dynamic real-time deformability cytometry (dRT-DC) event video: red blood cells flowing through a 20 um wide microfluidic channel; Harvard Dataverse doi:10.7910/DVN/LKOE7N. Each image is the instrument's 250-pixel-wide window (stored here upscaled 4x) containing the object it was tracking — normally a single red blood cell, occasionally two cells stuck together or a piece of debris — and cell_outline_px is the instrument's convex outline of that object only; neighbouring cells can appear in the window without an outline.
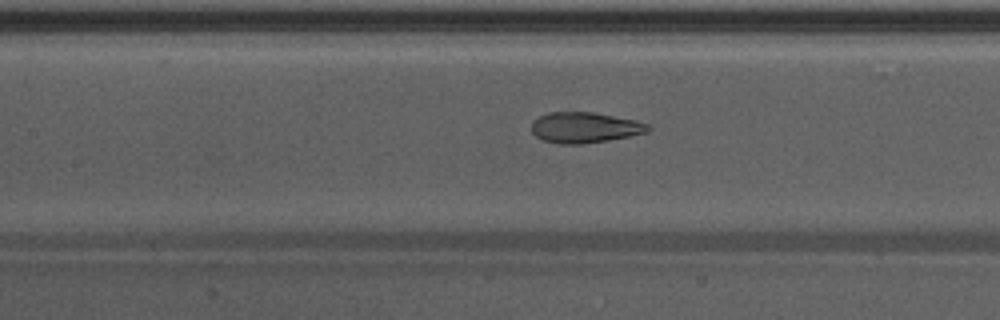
{"species": "Egyptian fruit bat (a non-hibernating species)", "species_latin": "Rousettus aegyptiacus", "temperature_condition": "warm", "stored_images_in_passage": 47, "camera_frame_rate_fps": 3000, "um_per_image_px": 0.085, "animal": {"sex": "male"}, "frame": {"image": 1, "passage_image": 23, "time_ms": 7.333, "image_size_px": [1000, 320], "cell_outline_px": [[652, 128], [648, 132], [608, 140], [584, 144], [560, 144], [544, 140], [536, 136], [532, 132], [532, 124], [540, 116], [548, 112], [592, 112], [636, 120], [648, 124]], "centroid_in_image_um": [49.72, 10.84], "position_along_channel_um": 157.7, "area_um2": 20.69}}
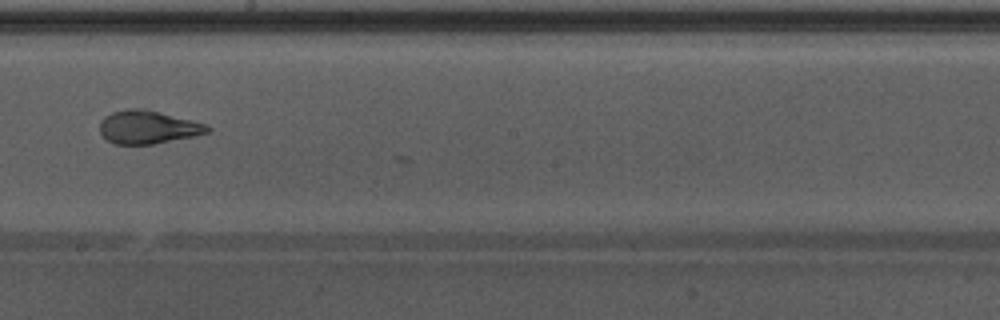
{"frame": {"image": 2, "passage_image": 29, "time_ms": 9.333, "image_size_px": [1000, 320], "cell_outline_px": [[212, 128], [208, 132], [192, 136], [152, 144], [116, 144], [108, 140], [100, 132], [100, 120], [104, 116], [112, 112], [128, 108], [144, 108], [160, 112], [204, 124]], "centroid_in_image_um": [12.52, 10.79], "position_along_channel_um": 235.7, "area_um2": 20.52}}
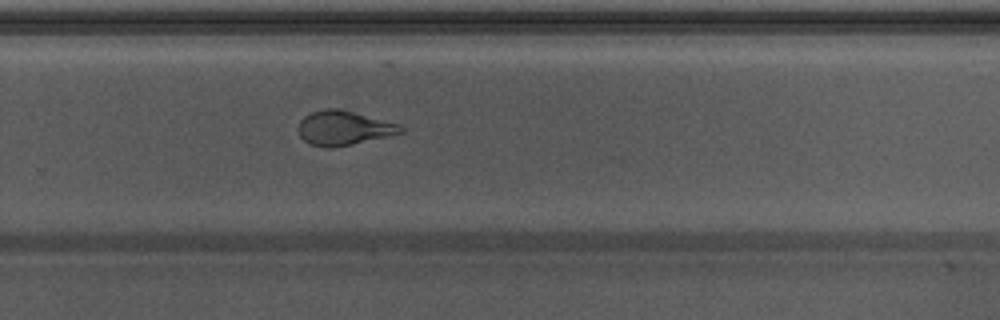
{"frame": {"image": 3, "passage_image": 34, "time_ms": 11.0, "image_size_px": [1000, 320], "cell_outline_px": [[404, 132], [388, 136], [352, 144], [332, 148], [324, 148], [308, 144], [300, 136], [300, 120], [304, 116], [312, 112], [324, 108], [344, 108], [396, 124], [404, 128]], "centroid_in_image_um": [29.19, 10.87], "position_along_channel_um": 300.6, "area_um2": 20.52}, "authors_computed_cell_mechanics": {"area_um2": 22.4842, "velocity_mm_per_s": 3.906, "shape_relaxation_time_tau1_ms": 10.7375, "shape_relaxation_time_tau2_ms": 1.0577, "deformation_change_tau1": 0.2482, "deformation_change_tau2": 0.0757}}